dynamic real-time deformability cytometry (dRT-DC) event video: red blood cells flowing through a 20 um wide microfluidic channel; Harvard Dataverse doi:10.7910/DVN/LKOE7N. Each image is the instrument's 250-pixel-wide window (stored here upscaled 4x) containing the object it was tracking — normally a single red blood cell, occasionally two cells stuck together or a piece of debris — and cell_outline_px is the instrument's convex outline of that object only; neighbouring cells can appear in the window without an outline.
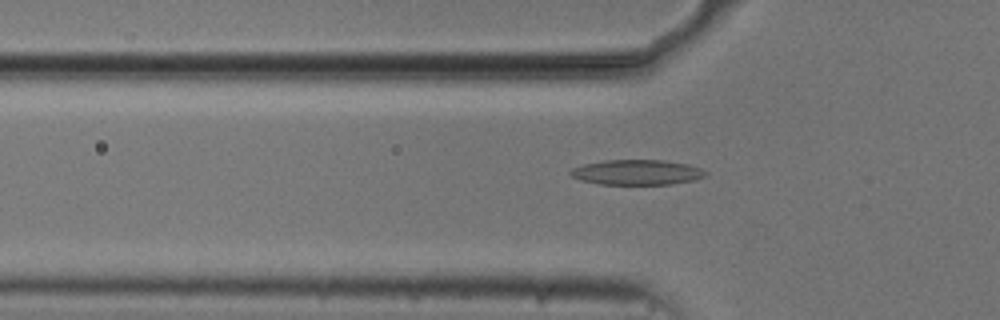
{"species": "common noctule bat (a hibernating species)", "species_latin": "Nyctalus noctula", "temperature_condition": "cold", "stored_images_in_passage": 51, "camera_frame_rate_fps": 3000, "um_per_image_px": 0.085, "animal": {"sex": "male", "body_mass_g": 20.5, "forearm_length_mm": 52.5}, "frame": {"image": 1, "passage_image": 17, "time_ms": 5.333, "image_size_px": [1000, 320], "cell_outline_px": [[708, 172], [704, 176], [692, 180], [672, 184], [600, 184], [580, 180], [572, 176], [568, 172], [572, 168], [584, 164], [604, 160], [664, 160], [688, 164], [700, 168]], "centroid_in_image_um": [54.12, 14.64], "position_along_channel_um": 71.7, "area_um2": 19.71}}
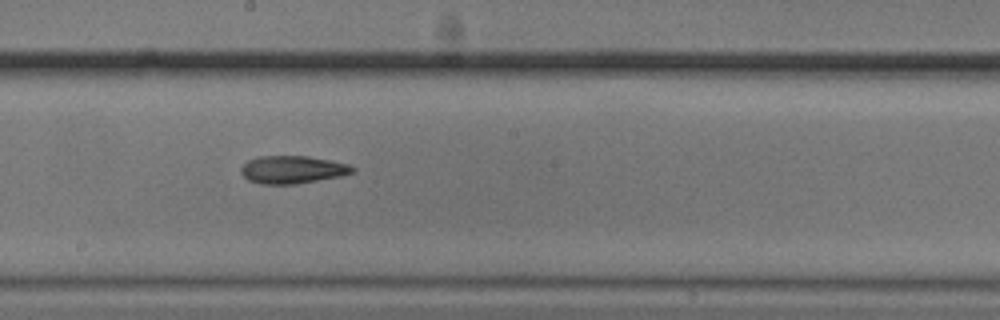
{"frame": {"image": 2, "passage_image": 29, "time_ms": 9.333, "image_size_px": [1000, 320], "cell_outline_px": [[356, 172], [340, 176], [296, 184], [260, 184], [248, 180], [240, 172], [240, 168], [248, 160], [260, 156], [308, 156], [348, 164], [356, 168]], "centroid_in_image_um": [24.86, 14.42], "position_along_channel_um": 223.3, "area_um2": 18.03}}
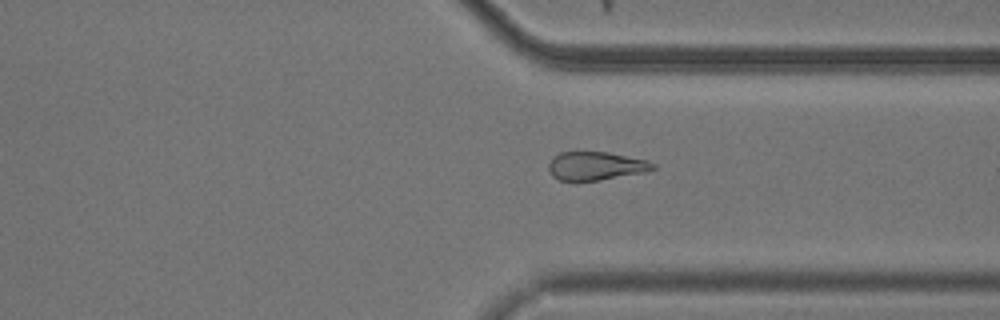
{"frame": {"image": 3, "passage_image": 40, "time_ms": 13.0, "image_size_px": [1000, 320], "cell_outline_px": [[656, 168], [644, 172], [600, 180], [560, 180], [552, 176], [548, 168], [548, 164], [552, 156], [560, 152], [608, 152], [648, 160], [656, 164]], "centroid_in_image_um": [50.64, 14.09], "position_along_channel_um": 360.8, "area_um2": 17.28}, "authors_computed_cell_mechanics": {"area_um2": 18.4382, "velocity_mm_per_s": 3.7643, "shape_relaxation_time_tau1_ms": 4.2261, "shape_relaxation_time_tau2_ms": 3.4906, "deformation_change_tau1": 0.1172, "deformation_change_tau2": 0.1158}}